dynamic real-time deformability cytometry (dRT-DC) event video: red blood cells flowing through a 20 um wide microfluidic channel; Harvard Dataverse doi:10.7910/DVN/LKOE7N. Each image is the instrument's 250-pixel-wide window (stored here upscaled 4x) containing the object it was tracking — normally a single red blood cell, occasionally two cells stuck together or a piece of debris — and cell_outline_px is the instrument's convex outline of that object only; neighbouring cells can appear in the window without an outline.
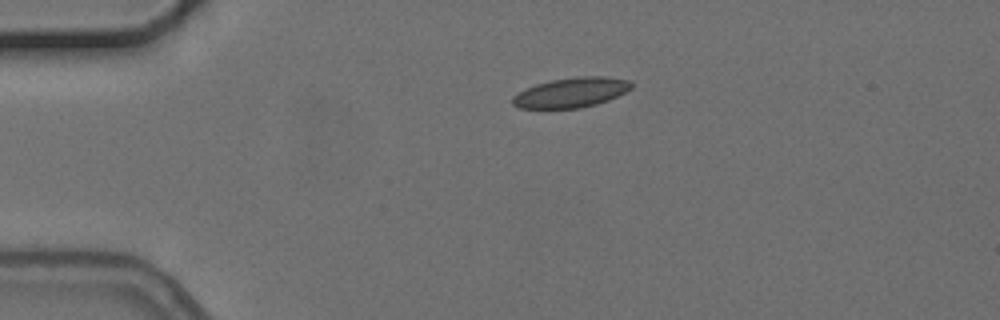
{"species": "common noctule bat (a hibernating species)", "species_latin": "Nyctalus noctula", "temperature_condition": "cold", "stored_images_in_passage": 2, "camera_frame_rate_fps": 3000, "um_per_image_px": 0.085, "animal": {"sex": "female", "body_mass_g": 24.6, "forearm_length_mm": 56.2}, "frame": {"image": 1, "passage_image": 1, "time_ms": 0.0, "image_size_px": [1000, 320], "cell_outline_px": [[632, 88], [608, 100], [596, 104], [580, 108], [520, 108], [512, 104], [512, 96], [524, 88], [536, 84], [552, 80], [580, 76], [608, 76], [628, 80], [632, 84]], "centroid_in_image_um": [48.53, 7.86], "position_along_channel_um": 36.5, "area_um2": 20.63}}
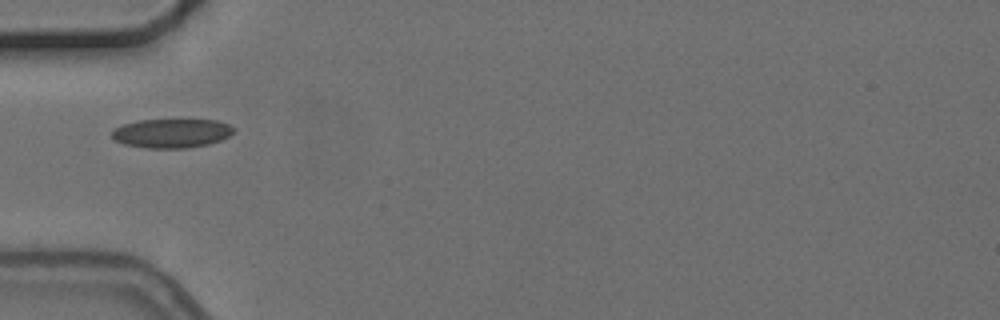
{"frame": {"image": 2, "passage_image": 2, "time_ms": 2.0, "image_size_px": [1000, 320], "cell_outline_px": [[236, 132], [220, 140], [208, 144], [188, 148], [148, 148], [124, 144], [116, 140], [112, 136], [112, 132], [116, 128], [124, 124], [140, 120], [216, 120], [228, 124], [236, 128]], "centroid_in_image_um": [14.64, 11.33], "position_along_channel_um": 70.4, "area_um2": 20.52}}